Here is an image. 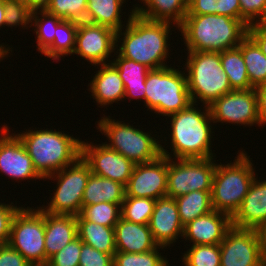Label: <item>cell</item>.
<instances>
[{
	"mask_svg": "<svg viewBox=\"0 0 266 266\" xmlns=\"http://www.w3.org/2000/svg\"><path fill=\"white\" fill-rule=\"evenodd\" d=\"M130 11L123 32L122 29L116 32L117 53L122 57L144 64L150 70L168 66L166 64L167 58L170 57L168 41L169 34H172L170 32L173 23L152 21L138 16L134 13V9Z\"/></svg>",
	"mask_w": 266,
	"mask_h": 266,
	"instance_id": "1",
	"label": "cell"
},
{
	"mask_svg": "<svg viewBox=\"0 0 266 266\" xmlns=\"http://www.w3.org/2000/svg\"><path fill=\"white\" fill-rule=\"evenodd\" d=\"M191 103L186 109L169 115L172 153L160 145L161 155L173 159H205L213 158L212 126L213 122L209 106L204 105L203 112ZM205 108V109H204Z\"/></svg>",
	"mask_w": 266,
	"mask_h": 266,
	"instance_id": "2",
	"label": "cell"
},
{
	"mask_svg": "<svg viewBox=\"0 0 266 266\" xmlns=\"http://www.w3.org/2000/svg\"><path fill=\"white\" fill-rule=\"evenodd\" d=\"M248 26L224 15H186L179 31L187 51L222 52L236 48L247 36Z\"/></svg>",
	"mask_w": 266,
	"mask_h": 266,
	"instance_id": "3",
	"label": "cell"
},
{
	"mask_svg": "<svg viewBox=\"0 0 266 266\" xmlns=\"http://www.w3.org/2000/svg\"><path fill=\"white\" fill-rule=\"evenodd\" d=\"M44 179L73 164L81 156V140L64 131L31 129L16 134Z\"/></svg>",
	"mask_w": 266,
	"mask_h": 266,
	"instance_id": "4",
	"label": "cell"
},
{
	"mask_svg": "<svg viewBox=\"0 0 266 266\" xmlns=\"http://www.w3.org/2000/svg\"><path fill=\"white\" fill-rule=\"evenodd\" d=\"M234 162L216 165L213 176L211 202L213 210L231 218L239 209L249 187L256 177L252 158L245 150L237 153Z\"/></svg>",
	"mask_w": 266,
	"mask_h": 266,
	"instance_id": "5",
	"label": "cell"
},
{
	"mask_svg": "<svg viewBox=\"0 0 266 266\" xmlns=\"http://www.w3.org/2000/svg\"><path fill=\"white\" fill-rule=\"evenodd\" d=\"M187 55L184 66L192 103L200 101L202 105L210 106L232 91L229 78L222 68L220 52L188 51Z\"/></svg>",
	"mask_w": 266,
	"mask_h": 266,
	"instance_id": "6",
	"label": "cell"
},
{
	"mask_svg": "<svg viewBox=\"0 0 266 266\" xmlns=\"http://www.w3.org/2000/svg\"><path fill=\"white\" fill-rule=\"evenodd\" d=\"M169 66L151 69L145 81V107L167 117L192 103L185 70Z\"/></svg>",
	"mask_w": 266,
	"mask_h": 266,
	"instance_id": "7",
	"label": "cell"
},
{
	"mask_svg": "<svg viewBox=\"0 0 266 266\" xmlns=\"http://www.w3.org/2000/svg\"><path fill=\"white\" fill-rule=\"evenodd\" d=\"M102 116L97 122L101 134H104L108 142H104L109 148L131 160L134 164L148 163L156 160L161 155L159 144L161 141L157 134L145 132L139 128L116 121L110 116ZM123 122V123H122ZM157 137V138H156ZM156 138V139H155Z\"/></svg>",
	"mask_w": 266,
	"mask_h": 266,
	"instance_id": "8",
	"label": "cell"
},
{
	"mask_svg": "<svg viewBox=\"0 0 266 266\" xmlns=\"http://www.w3.org/2000/svg\"><path fill=\"white\" fill-rule=\"evenodd\" d=\"M45 211L22 207L14 215L8 244L32 266H46Z\"/></svg>",
	"mask_w": 266,
	"mask_h": 266,
	"instance_id": "9",
	"label": "cell"
},
{
	"mask_svg": "<svg viewBox=\"0 0 266 266\" xmlns=\"http://www.w3.org/2000/svg\"><path fill=\"white\" fill-rule=\"evenodd\" d=\"M90 174L89 164L80 156L73 164L47 176L44 179L56 180V190L48 206L39 208L50 214L78 216L83 208L84 189Z\"/></svg>",
	"mask_w": 266,
	"mask_h": 266,
	"instance_id": "10",
	"label": "cell"
},
{
	"mask_svg": "<svg viewBox=\"0 0 266 266\" xmlns=\"http://www.w3.org/2000/svg\"><path fill=\"white\" fill-rule=\"evenodd\" d=\"M215 162V157L205 159L168 158L166 196L175 199L193 191H211L217 165Z\"/></svg>",
	"mask_w": 266,
	"mask_h": 266,
	"instance_id": "11",
	"label": "cell"
},
{
	"mask_svg": "<svg viewBox=\"0 0 266 266\" xmlns=\"http://www.w3.org/2000/svg\"><path fill=\"white\" fill-rule=\"evenodd\" d=\"M220 245V266H266V240L257 229L232 227Z\"/></svg>",
	"mask_w": 266,
	"mask_h": 266,
	"instance_id": "12",
	"label": "cell"
},
{
	"mask_svg": "<svg viewBox=\"0 0 266 266\" xmlns=\"http://www.w3.org/2000/svg\"><path fill=\"white\" fill-rule=\"evenodd\" d=\"M213 123H231L245 127L258 125L257 93L255 88L232 90L215 100L210 106Z\"/></svg>",
	"mask_w": 266,
	"mask_h": 266,
	"instance_id": "13",
	"label": "cell"
},
{
	"mask_svg": "<svg viewBox=\"0 0 266 266\" xmlns=\"http://www.w3.org/2000/svg\"><path fill=\"white\" fill-rule=\"evenodd\" d=\"M113 52H116L115 30L86 21L78 22L75 49L72 54L79 55L91 65H98L111 62L108 58L114 57L111 56Z\"/></svg>",
	"mask_w": 266,
	"mask_h": 266,
	"instance_id": "14",
	"label": "cell"
},
{
	"mask_svg": "<svg viewBox=\"0 0 266 266\" xmlns=\"http://www.w3.org/2000/svg\"><path fill=\"white\" fill-rule=\"evenodd\" d=\"M81 156L89 164L91 173L111 179L126 186L132 175L135 164L109 148L104 143L94 145L93 142H81Z\"/></svg>",
	"mask_w": 266,
	"mask_h": 266,
	"instance_id": "15",
	"label": "cell"
},
{
	"mask_svg": "<svg viewBox=\"0 0 266 266\" xmlns=\"http://www.w3.org/2000/svg\"><path fill=\"white\" fill-rule=\"evenodd\" d=\"M168 157L160 155L148 163L135 164L125 186V196L159 199L167 192Z\"/></svg>",
	"mask_w": 266,
	"mask_h": 266,
	"instance_id": "16",
	"label": "cell"
},
{
	"mask_svg": "<svg viewBox=\"0 0 266 266\" xmlns=\"http://www.w3.org/2000/svg\"><path fill=\"white\" fill-rule=\"evenodd\" d=\"M0 134V173L18 180H44L34 169L32 159L16 133L10 135L8 125L1 127Z\"/></svg>",
	"mask_w": 266,
	"mask_h": 266,
	"instance_id": "17",
	"label": "cell"
},
{
	"mask_svg": "<svg viewBox=\"0 0 266 266\" xmlns=\"http://www.w3.org/2000/svg\"><path fill=\"white\" fill-rule=\"evenodd\" d=\"M148 225L154 241L165 249L183 237L184 226L175 199L168 196L157 199Z\"/></svg>",
	"mask_w": 266,
	"mask_h": 266,
	"instance_id": "18",
	"label": "cell"
},
{
	"mask_svg": "<svg viewBox=\"0 0 266 266\" xmlns=\"http://www.w3.org/2000/svg\"><path fill=\"white\" fill-rule=\"evenodd\" d=\"M231 228L230 216L212 210L186 224L182 239L192 242V245H216L223 241Z\"/></svg>",
	"mask_w": 266,
	"mask_h": 266,
	"instance_id": "19",
	"label": "cell"
},
{
	"mask_svg": "<svg viewBox=\"0 0 266 266\" xmlns=\"http://www.w3.org/2000/svg\"><path fill=\"white\" fill-rule=\"evenodd\" d=\"M232 219V227L261 230L266 225V180L255 177L239 209Z\"/></svg>",
	"mask_w": 266,
	"mask_h": 266,
	"instance_id": "20",
	"label": "cell"
},
{
	"mask_svg": "<svg viewBox=\"0 0 266 266\" xmlns=\"http://www.w3.org/2000/svg\"><path fill=\"white\" fill-rule=\"evenodd\" d=\"M99 66L93 79L88 84L91 96L97 105L107 107L118 101L125 100V88L117 68L112 63L98 64Z\"/></svg>",
	"mask_w": 266,
	"mask_h": 266,
	"instance_id": "21",
	"label": "cell"
},
{
	"mask_svg": "<svg viewBox=\"0 0 266 266\" xmlns=\"http://www.w3.org/2000/svg\"><path fill=\"white\" fill-rule=\"evenodd\" d=\"M114 231L116 251L144 253L158 246L148 224L132 223L120 218Z\"/></svg>",
	"mask_w": 266,
	"mask_h": 266,
	"instance_id": "22",
	"label": "cell"
},
{
	"mask_svg": "<svg viewBox=\"0 0 266 266\" xmlns=\"http://www.w3.org/2000/svg\"><path fill=\"white\" fill-rule=\"evenodd\" d=\"M77 237L76 216L45 212L46 264L50 257Z\"/></svg>",
	"mask_w": 266,
	"mask_h": 266,
	"instance_id": "23",
	"label": "cell"
},
{
	"mask_svg": "<svg viewBox=\"0 0 266 266\" xmlns=\"http://www.w3.org/2000/svg\"><path fill=\"white\" fill-rule=\"evenodd\" d=\"M139 1V0H138ZM143 6L135 4L134 13L152 21H166L176 25L183 23L187 14L188 0H140ZM172 21V22H171Z\"/></svg>",
	"mask_w": 266,
	"mask_h": 266,
	"instance_id": "24",
	"label": "cell"
},
{
	"mask_svg": "<svg viewBox=\"0 0 266 266\" xmlns=\"http://www.w3.org/2000/svg\"><path fill=\"white\" fill-rule=\"evenodd\" d=\"M115 59L111 61V63L117 68L120 78L123 81V85L125 88V100L131 98L141 99L145 104V81L146 76L150 69L146 67L144 64L137 63L133 60L127 59L125 57L120 56L117 51L114 52Z\"/></svg>",
	"mask_w": 266,
	"mask_h": 266,
	"instance_id": "25",
	"label": "cell"
},
{
	"mask_svg": "<svg viewBox=\"0 0 266 266\" xmlns=\"http://www.w3.org/2000/svg\"><path fill=\"white\" fill-rule=\"evenodd\" d=\"M124 198V185L91 173L84 189L82 206L100 202L122 204Z\"/></svg>",
	"mask_w": 266,
	"mask_h": 266,
	"instance_id": "26",
	"label": "cell"
},
{
	"mask_svg": "<svg viewBox=\"0 0 266 266\" xmlns=\"http://www.w3.org/2000/svg\"><path fill=\"white\" fill-rule=\"evenodd\" d=\"M126 0H87L86 22L121 30L122 7Z\"/></svg>",
	"mask_w": 266,
	"mask_h": 266,
	"instance_id": "27",
	"label": "cell"
},
{
	"mask_svg": "<svg viewBox=\"0 0 266 266\" xmlns=\"http://www.w3.org/2000/svg\"><path fill=\"white\" fill-rule=\"evenodd\" d=\"M77 233L84 244L112 256L115 254L114 227H107L90 221H77Z\"/></svg>",
	"mask_w": 266,
	"mask_h": 266,
	"instance_id": "28",
	"label": "cell"
},
{
	"mask_svg": "<svg viewBox=\"0 0 266 266\" xmlns=\"http://www.w3.org/2000/svg\"><path fill=\"white\" fill-rule=\"evenodd\" d=\"M238 48L242 52L250 84L257 88L266 83V56L258 45L247 35Z\"/></svg>",
	"mask_w": 266,
	"mask_h": 266,
	"instance_id": "29",
	"label": "cell"
},
{
	"mask_svg": "<svg viewBox=\"0 0 266 266\" xmlns=\"http://www.w3.org/2000/svg\"><path fill=\"white\" fill-rule=\"evenodd\" d=\"M182 225L213 210L211 191H193L175 198Z\"/></svg>",
	"mask_w": 266,
	"mask_h": 266,
	"instance_id": "30",
	"label": "cell"
},
{
	"mask_svg": "<svg viewBox=\"0 0 266 266\" xmlns=\"http://www.w3.org/2000/svg\"><path fill=\"white\" fill-rule=\"evenodd\" d=\"M220 59L232 90L253 88L249 81L242 52L238 47L220 52Z\"/></svg>",
	"mask_w": 266,
	"mask_h": 266,
	"instance_id": "31",
	"label": "cell"
},
{
	"mask_svg": "<svg viewBox=\"0 0 266 266\" xmlns=\"http://www.w3.org/2000/svg\"><path fill=\"white\" fill-rule=\"evenodd\" d=\"M78 22L72 20H63L55 31L53 43L42 53L45 57L59 61V59L67 55H72L75 49L76 32Z\"/></svg>",
	"mask_w": 266,
	"mask_h": 266,
	"instance_id": "32",
	"label": "cell"
},
{
	"mask_svg": "<svg viewBox=\"0 0 266 266\" xmlns=\"http://www.w3.org/2000/svg\"><path fill=\"white\" fill-rule=\"evenodd\" d=\"M217 14L240 20L239 0H188L186 15Z\"/></svg>",
	"mask_w": 266,
	"mask_h": 266,
	"instance_id": "33",
	"label": "cell"
},
{
	"mask_svg": "<svg viewBox=\"0 0 266 266\" xmlns=\"http://www.w3.org/2000/svg\"><path fill=\"white\" fill-rule=\"evenodd\" d=\"M40 15V16H39ZM31 26L37 35V50L43 53L54 41L56 27L63 21L46 10H37L32 13Z\"/></svg>",
	"mask_w": 266,
	"mask_h": 266,
	"instance_id": "34",
	"label": "cell"
},
{
	"mask_svg": "<svg viewBox=\"0 0 266 266\" xmlns=\"http://www.w3.org/2000/svg\"><path fill=\"white\" fill-rule=\"evenodd\" d=\"M121 218V204L100 202L83 206L77 221H90L107 227H114Z\"/></svg>",
	"mask_w": 266,
	"mask_h": 266,
	"instance_id": "35",
	"label": "cell"
},
{
	"mask_svg": "<svg viewBox=\"0 0 266 266\" xmlns=\"http://www.w3.org/2000/svg\"><path fill=\"white\" fill-rule=\"evenodd\" d=\"M155 199L125 196L121 204V218L138 224H149Z\"/></svg>",
	"mask_w": 266,
	"mask_h": 266,
	"instance_id": "36",
	"label": "cell"
},
{
	"mask_svg": "<svg viewBox=\"0 0 266 266\" xmlns=\"http://www.w3.org/2000/svg\"><path fill=\"white\" fill-rule=\"evenodd\" d=\"M164 248L158 245L155 249L144 253L116 251L113 255V266H169L167 258L159 253Z\"/></svg>",
	"mask_w": 266,
	"mask_h": 266,
	"instance_id": "37",
	"label": "cell"
},
{
	"mask_svg": "<svg viewBox=\"0 0 266 266\" xmlns=\"http://www.w3.org/2000/svg\"><path fill=\"white\" fill-rule=\"evenodd\" d=\"M182 257L185 266H220V245H192Z\"/></svg>",
	"mask_w": 266,
	"mask_h": 266,
	"instance_id": "38",
	"label": "cell"
},
{
	"mask_svg": "<svg viewBox=\"0 0 266 266\" xmlns=\"http://www.w3.org/2000/svg\"><path fill=\"white\" fill-rule=\"evenodd\" d=\"M46 11L62 20H86L87 0H52Z\"/></svg>",
	"mask_w": 266,
	"mask_h": 266,
	"instance_id": "39",
	"label": "cell"
},
{
	"mask_svg": "<svg viewBox=\"0 0 266 266\" xmlns=\"http://www.w3.org/2000/svg\"><path fill=\"white\" fill-rule=\"evenodd\" d=\"M5 24L7 27L28 29L33 11L24 0H4ZM29 25V26H28Z\"/></svg>",
	"mask_w": 266,
	"mask_h": 266,
	"instance_id": "40",
	"label": "cell"
},
{
	"mask_svg": "<svg viewBox=\"0 0 266 266\" xmlns=\"http://www.w3.org/2000/svg\"><path fill=\"white\" fill-rule=\"evenodd\" d=\"M82 240L77 237L48 259L46 266H79Z\"/></svg>",
	"mask_w": 266,
	"mask_h": 266,
	"instance_id": "41",
	"label": "cell"
},
{
	"mask_svg": "<svg viewBox=\"0 0 266 266\" xmlns=\"http://www.w3.org/2000/svg\"><path fill=\"white\" fill-rule=\"evenodd\" d=\"M239 2L240 20L248 27L266 23V0H239Z\"/></svg>",
	"mask_w": 266,
	"mask_h": 266,
	"instance_id": "42",
	"label": "cell"
},
{
	"mask_svg": "<svg viewBox=\"0 0 266 266\" xmlns=\"http://www.w3.org/2000/svg\"><path fill=\"white\" fill-rule=\"evenodd\" d=\"M79 266H113V256L82 242Z\"/></svg>",
	"mask_w": 266,
	"mask_h": 266,
	"instance_id": "43",
	"label": "cell"
},
{
	"mask_svg": "<svg viewBox=\"0 0 266 266\" xmlns=\"http://www.w3.org/2000/svg\"><path fill=\"white\" fill-rule=\"evenodd\" d=\"M20 208L21 207L14 205L13 202L10 204L0 203V246L8 244L11 223L14 215Z\"/></svg>",
	"mask_w": 266,
	"mask_h": 266,
	"instance_id": "44",
	"label": "cell"
},
{
	"mask_svg": "<svg viewBox=\"0 0 266 266\" xmlns=\"http://www.w3.org/2000/svg\"><path fill=\"white\" fill-rule=\"evenodd\" d=\"M0 266H32L9 244L0 246Z\"/></svg>",
	"mask_w": 266,
	"mask_h": 266,
	"instance_id": "45",
	"label": "cell"
},
{
	"mask_svg": "<svg viewBox=\"0 0 266 266\" xmlns=\"http://www.w3.org/2000/svg\"><path fill=\"white\" fill-rule=\"evenodd\" d=\"M247 35L258 45L266 56V23L253 24L247 29Z\"/></svg>",
	"mask_w": 266,
	"mask_h": 266,
	"instance_id": "46",
	"label": "cell"
},
{
	"mask_svg": "<svg viewBox=\"0 0 266 266\" xmlns=\"http://www.w3.org/2000/svg\"><path fill=\"white\" fill-rule=\"evenodd\" d=\"M257 93V107L261 125L266 124V83L255 88Z\"/></svg>",
	"mask_w": 266,
	"mask_h": 266,
	"instance_id": "47",
	"label": "cell"
},
{
	"mask_svg": "<svg viewBox=\"0 0 266 266\" xmlns=\"http://www.w3.org/2000/svg\"><path fill=\"white\" fill-rule=\"evenodd\" d=\"M51 1L52 0H24L33 12L37 10H46Z\"/></svg>",
	"mask_w": 266,
	"mask_h": 266,
	"instance_id": "48",
	"label": "cell"
},
{
	"mask_svg": "<svg viewBox=\"0 0 266 266\" xmlns=\"http://www.w3.org/2000/svg\"><path fill=\"white\" fill-rule=\"evenodd\" d=\"M7 46L8 45H4V43L0 44V62L4 59V57L7 58L8 54H10V51L12 52V50H13L12 47L9 48L10 46H8V47Z\"/></svg>",
	"mask_w": 266,
	"mask_h": 266,
	"instance_id": "49",
	"label": "cell"
},
{
	"mask_svg": "<svg viewBox=\"0 0 266 266\" xmlns=\"http://www.w3.org/2000/svg\"><path fill=\"white\" fill-rule=\"evenodd\" d=\"M5 26L4 0H0V29Z\"/></svg>",
	"mask_w": 266,
	"mask_h": 266,
	"instance_id": "50",
	"label": "cell"
},
{
	"mask_svg": "<svg viewBox=\"0 0 266 266\" xmlns=\"http://www.w3.org/2000/svg\"><path fill=\"white\" fill-rule=\"evenodd\" d=\"M260 233L263 235V237L266 240V225L260 230Z\"/></svg>",
	"mask_w": 266,
	"mask_h": 266,
	"instance_id": "51",
	"label": "cell"
}]
</instances>
